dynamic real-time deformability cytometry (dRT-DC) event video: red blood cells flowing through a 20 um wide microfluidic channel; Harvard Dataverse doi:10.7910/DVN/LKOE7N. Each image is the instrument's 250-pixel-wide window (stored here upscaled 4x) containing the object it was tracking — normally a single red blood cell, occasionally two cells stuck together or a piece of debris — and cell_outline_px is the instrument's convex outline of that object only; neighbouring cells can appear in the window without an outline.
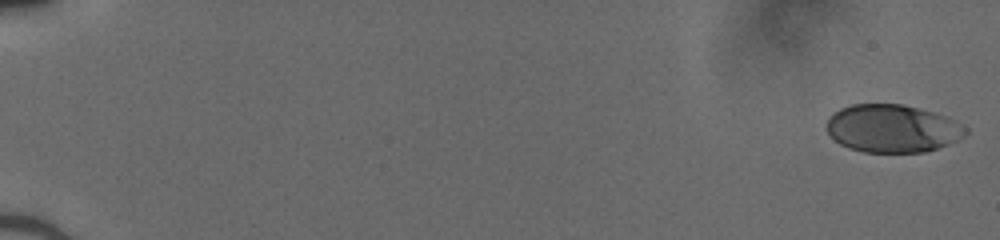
{"species": "human", "species_latin": "Homo sapiens", "temperature_condition": "cold", "stored_images_in_passage": 51, "camera_frame_rate_fps": 3000, "um_per_image_px": 0.085, "donor": {"sex": "male"}, "frame": {"image": 1, "passage_image": 1, "time_ms": 0.0, "image_size_px": [1000, 240], "cell_outline_px": [[968, 132], [964, 136], [948, 144], [924, 152], [864, 152], [848, 148], [840, 144], [828, 132], [824, 124], [828, 116], [832, 112], [840, 108], [852, 104], [900, 104], [936, 112], [948, 116], [968, 128]], "centroid_in_image_um": [75.83, 10.91], "position_along_channel_um": 9.2, "area_um2": 39.07}}
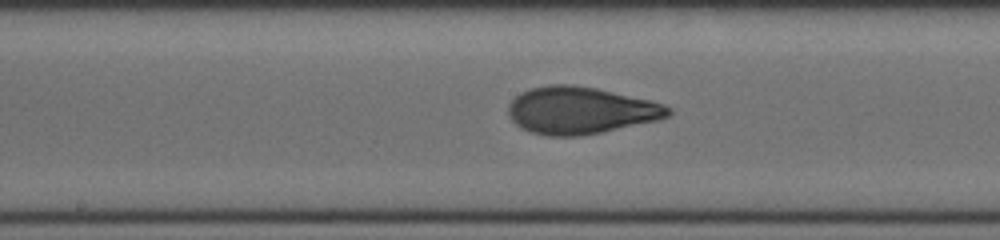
{"frame": {"image": 2, "passage_image": 29, "time_ms": 9.333, "image_size_px": [1000, 240], "cell_outline_px": [[672, 112], [668, 116], [660, 120], [580, 136], [548, 136], [532, 132], [520, 128], [512, 120], [508, 112], [508, 104], [520, 92], [532, 88], [552, 84], [572, 84], [596, 88], [652, 100], [664, 104], [672, 108]], "centroid_in_image_um": [49.36, 9.38], "position_along_channel_um": 198.8, "area_um2": 44.04}}
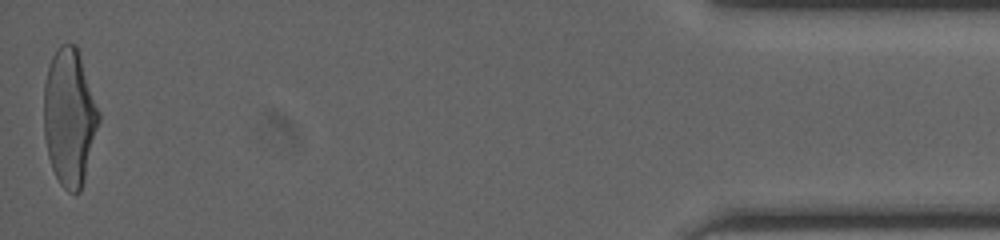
{"frame": {"image": 3, "passage_image": 51, "time_ms": 16.667, "image_size_px": [1000, 240], "cell_outline_px": [[100, 120], [84, 180], [80, 192], [68, 192], [60, 184], [52, 168], [48, 156], [44, 136], [44, 84], [48, 68], [52, 56], [60, 44], [76, 44], [100, 112]], "centroid_in_image_um": [5.9, 9.97], "position_along_channel_um": 429.3, "area_um2": 43.81}}